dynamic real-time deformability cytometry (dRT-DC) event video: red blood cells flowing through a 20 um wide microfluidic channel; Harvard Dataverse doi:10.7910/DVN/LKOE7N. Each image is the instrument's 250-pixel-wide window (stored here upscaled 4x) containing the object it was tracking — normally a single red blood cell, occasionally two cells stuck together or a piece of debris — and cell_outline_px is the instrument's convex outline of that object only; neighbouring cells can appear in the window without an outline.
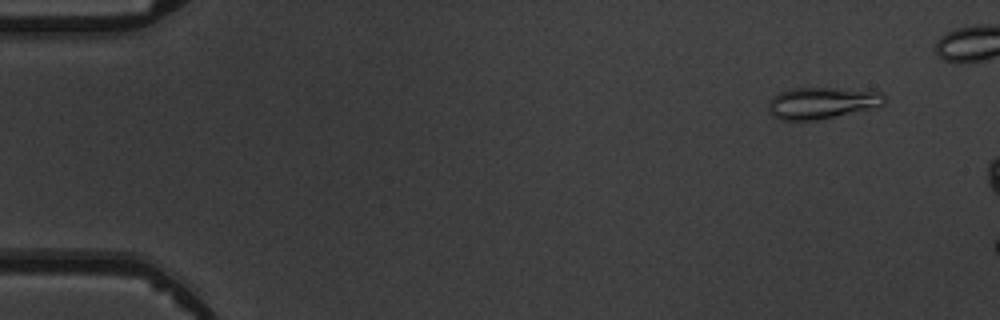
{"species": "common noctule bat (a hibernating species)", "species_latin": "Nyctalus noctula", "temperature_condition": "warm", "stored_images_in_passage": 4, "camera_frame_rate_fps": 3000, "um_per_image_px": 0.085, "animal": {"sex": "male", "body_mass_g": 19.5, "forearm_length_mm": 54.6}, "frame": {"image": 1, "passage_image": 1, "time_ms": 0.0, "image_size_px": [1000, 320], "cell_outline_px": [[888, 100], [880, 108], [820, 120], [780, 120], [772, 116], [768, 112], [768, 104], [780, 92], [792, 88], [832, 88], [884, 92], [888, 96]], "centroid_in_image_um": [69.98, 8.77], "position_along_channel_um": 15.0, "area_um2": 21.96}}